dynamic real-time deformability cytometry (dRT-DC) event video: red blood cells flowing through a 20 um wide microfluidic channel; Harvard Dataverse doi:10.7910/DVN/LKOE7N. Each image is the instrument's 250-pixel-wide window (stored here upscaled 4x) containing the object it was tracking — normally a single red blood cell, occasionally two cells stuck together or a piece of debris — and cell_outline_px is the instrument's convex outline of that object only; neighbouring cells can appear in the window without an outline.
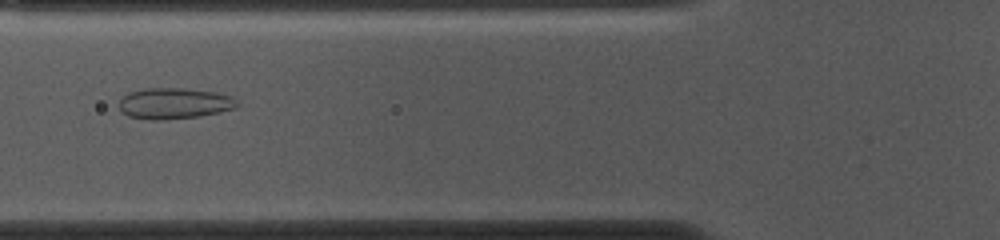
{"species": "common noctule bat (a hibernating species)", "species_latin": "Nyctalus noctula", "temperature_condition": "cold", "stored_images_in_passage": 52, "camera_frame_rate_fps": 3000, "um_per_image_px": 0.085, "animal": {"sex": "female", "body_mass_g": 10.0, "forearm_length_mm": 53.1}, "frame": {"image": 1, "passage_image": 18, "time_ms": 5.667, "image_size_px": [1000, 240], "cell_outline_px": [[240, 104], [236, 108], [200, 116], [160, 120], [152, 120], [128, 116], [120, 108], [120, 100], [128, 92], [144, 88], [184, 88], [216, 92], [232, 96]], "centroid_in_image_um": [14.84, 8.78], "position_along_channel_um": 111.0, "area_um2": 21.33}}
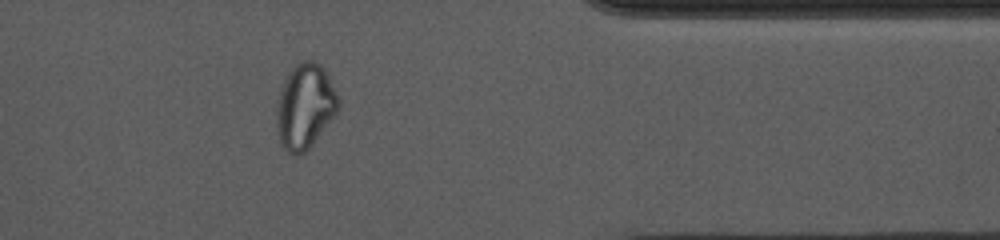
{"frame": {"image": 2, "passage_image": 42, "time_ms": 13.667, "image_size_px": [1000, 240], "cell_outline_px": [[340, 108], [312, 144], [304, 152], [288, 152], [280, 144], [276, 124], [276, 104], [280, 88], [288, 72], [300, 60], [312, 60], [320, 64], [324, 68], [340, 100]], "centroid_in_image_um": [25.91, 8.99], "position_along_channel_um": 385.5, "area_um2": 30.52}}
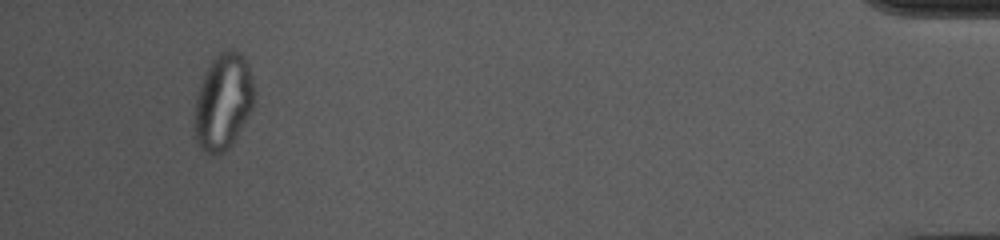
{"frame": {"image": 3, "passage_image": 49, "time_ms": 16.0, "image_size_px": [1000, 240], "cell_outline_px": [[256, 100], [252, 112], [232, 144], [224, 152], [216, 156], [212, 156], [204, 152], [200, 148], [196, 140], [196, 96], [204, 72], [212, 60], [220, 52], [228, 48], [236, 48], [248, 60], [256, 92]], "centroid_in_image_um": [19.03, 8.62], "position_along_channel_um": 416.2, "area_um2": 34.28}, "authors_computed_cell_mechanics": {"area_um2": 28.0041, "velocity_mm_per_s": 3.693, "shape_relaxation_time_tau1_ms": null, "shape_relaxation_time_tau2_ms": 1.1911, "deformation_change_tau1": null, "deformation_change_tau2": 0.058}}